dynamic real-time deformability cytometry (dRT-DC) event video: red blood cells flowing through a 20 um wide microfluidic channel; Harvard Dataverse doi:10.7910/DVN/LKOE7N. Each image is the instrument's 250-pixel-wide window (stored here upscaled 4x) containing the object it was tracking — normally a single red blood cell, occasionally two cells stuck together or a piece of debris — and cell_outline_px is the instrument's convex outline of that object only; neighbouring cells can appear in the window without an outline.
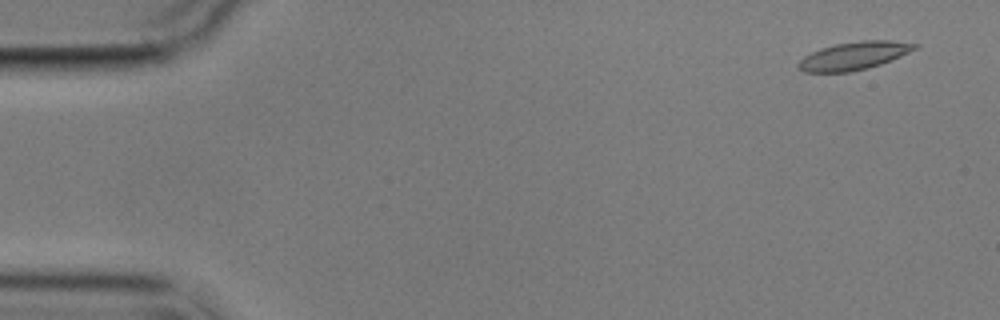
{"species": "common noctule bat (a hibernating species)", "species_latin": "Nyctalus noctula", "temperature_condition": "cold", "stored_images_in_passage": 4, "camera_frame_rate_fps": 3000, "um_per_image_px": 0.085, "animal": {"sex": "male", "body_mass_g": 17.9}, "frame": {"image": 1, "passage_image": 1, "time_ms": 0.0, "image_size_px": [1000, 320], "cell_outline_px": [[920, 48], [880, 64], [868, 68], [848, 72], [804, 72], [796, 64], [804, 56], [820, 48], [836, 44], [860, 40], [888, 40], [920, 44]], "centroid_in_image_um": [72.61, 4.73], "position_along_channel_um": 12.4, "area_um2": 18.96}}